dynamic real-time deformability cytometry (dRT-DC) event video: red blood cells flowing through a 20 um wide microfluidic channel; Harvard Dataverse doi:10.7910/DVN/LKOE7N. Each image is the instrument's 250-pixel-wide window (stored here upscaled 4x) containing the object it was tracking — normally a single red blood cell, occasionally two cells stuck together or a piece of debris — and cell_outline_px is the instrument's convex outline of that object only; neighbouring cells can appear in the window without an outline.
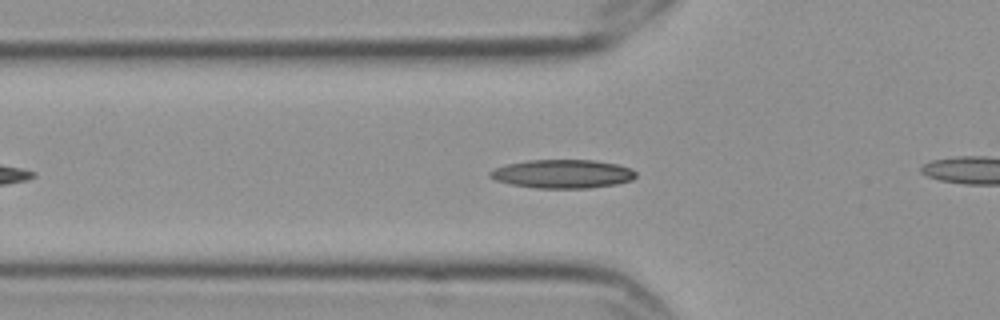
{"species": "Egyptian fruit bat (a non-hibernating species)", "species_latin": "Rousettus aegyptiacus", "temperature_condition": "cold", "stored_images_in_passage": 40, "camera_frame_rate_fps": 3000, "um_per_image_px": 0.085, "frame": {"image": 1, "passage_image": 10, "time_ms": 3.0, "image_size_px": [1000, 320], "cell_outline_px": [[636, 176], [632, 180], [616, 184], [588, 188], [536, 188], [512, 184], [496, 180], [488, 176], [488, 172], [496, 168], [508, 164], [528, 160], [592, 160], [616, 164], [632, 168], [636, 172]], "centroid_in_image_um": [47.84, 14.78], "position_along_channel_um": 78.0, "area_um2": 24.22}}
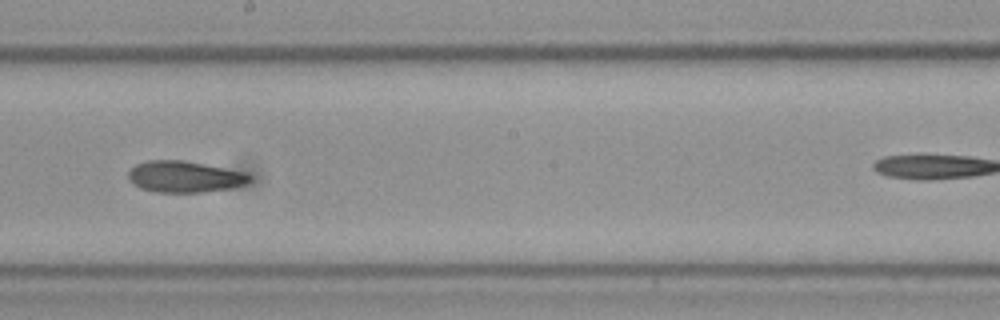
{"frame": {"image": 2, "passage_image": 23, "time_ms": 7.333, "image_size_px": [1000, 320], "cell_outline_px": [[252, 180], [244, 184], [232, 188], [200, 192], [156, 192], [140, 188], [132, 184], [128, 180], [128, 172], [136, 164], [148, 160], [184, 160], [248, 172], [252, 176]], "centroid_in_image_um": [15.71, 15.01], "position_along_channel_um": 232.5, "area_um2": 22.43}}
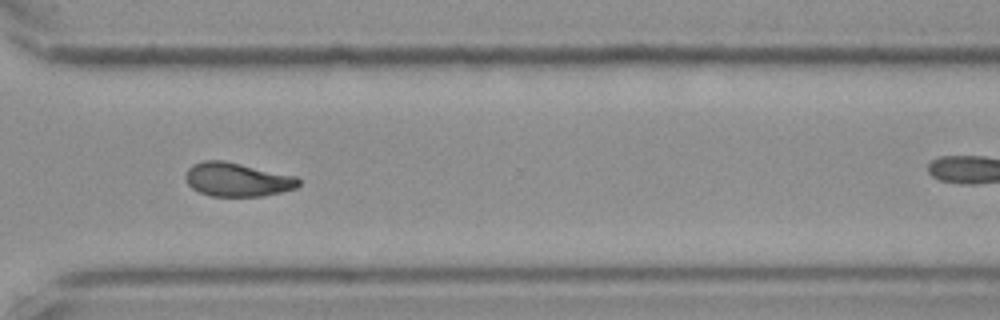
{"frame": {"image": 3, "passage_image": 33, "time_ms": 10.667, "image_size_px": [1000, 320], "cell_outline_px": [[300, 184], [296, 188], [264, 196], [212, 196], [200, 192], [192, 188], [188, 184], [184, 176], [188, 168], [192, 164], [204, 160], [224, 160], [296, 176], [300, 180]], "centroid_in_image_um": [20.15, 15.25], "position_along_channel_um": 350.4, "area_um2": 22.31}, "authors_computed_cell_mechanics": {"area_um2": 22.3108, "velocity_mm_per_s": 3.5445, "shape_relaxation_time_tau1_ms": null, "shape_relaxation_time_tau2_ms": 4.5331, "deformation_change_tau1": null, "deformation_change_tau2": 0.1047}}